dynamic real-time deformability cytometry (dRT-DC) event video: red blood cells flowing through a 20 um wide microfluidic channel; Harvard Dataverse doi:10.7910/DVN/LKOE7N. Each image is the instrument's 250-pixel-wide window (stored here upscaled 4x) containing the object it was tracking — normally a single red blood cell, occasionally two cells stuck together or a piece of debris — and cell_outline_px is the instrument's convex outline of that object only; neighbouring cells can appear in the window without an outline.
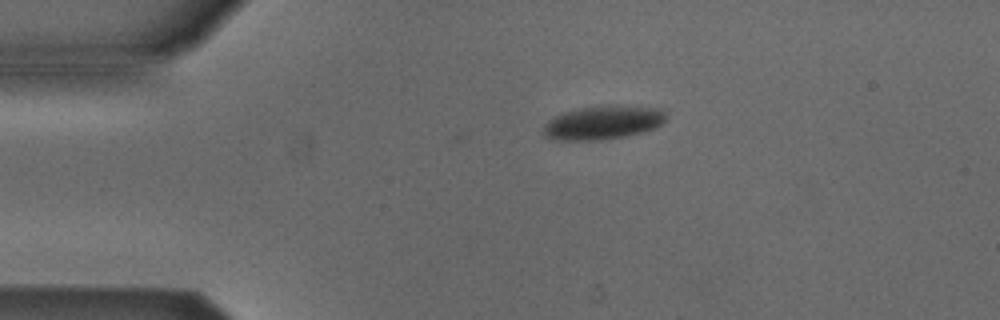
{"species": "Egyptian fruit bat (a non-hibernating species)", "species_latin": "Rousettus aegyptiacus", "temperature_condition": "cold", "stored_images_in_passage": 4, "camera_frame_rate_fps": 3000, "um_per_image_px": 0.085, "animal": {"sex": "male"}, "frame": {"image": 1, "passage_image": 4, "time_ms": 3.667, "image_size_px": [1000, 320], "cell_outline_px": [[664, 120], [660, 124], [644, 132], [624, 136], [600, 140], [556, 140], [544, 136], [544, 124], [548, 120], [564, 112], [580, 108], [608, 104], [616, 104], [664, 108]], "centroid_in_image_um": [51.26, 10.39], "position_along_channel_um": 33.7, "area_um2": 24.22}}